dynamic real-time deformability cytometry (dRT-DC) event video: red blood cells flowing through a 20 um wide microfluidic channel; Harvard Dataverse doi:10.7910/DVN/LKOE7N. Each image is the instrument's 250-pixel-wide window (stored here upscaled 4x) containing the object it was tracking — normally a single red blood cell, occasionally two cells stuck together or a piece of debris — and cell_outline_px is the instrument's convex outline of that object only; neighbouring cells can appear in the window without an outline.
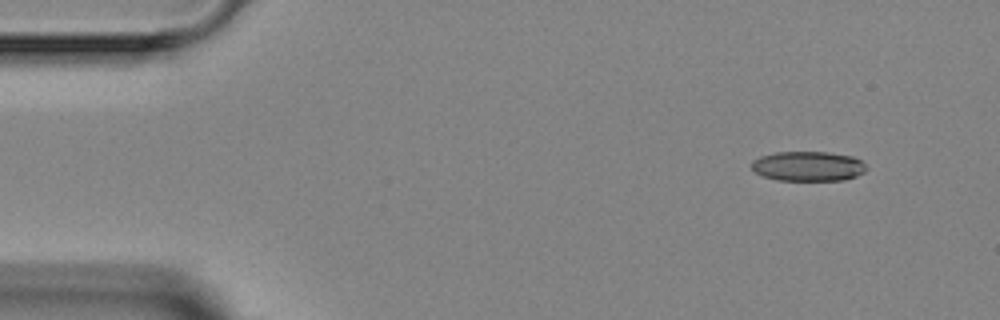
{"species": "Egyptian fruit bat (a non-hibernating species)", "species_latin": "Rousettus aegyptiacus", "temperature_condition": "room temperature", "stored_images_in_passage": 4, "camera_frame_rate_fps": 3000, "um_per_image_px": 0.085, "animal": {"sex": "female"}, "frame": {"image": 1, "passage_image": 1, "time_ms": 0.0, "image_size_px": [1000, 320], "cell_outline_px": [[868, 168], [864, 172], [856, 176], [844, 180], [776, 180], [760, 176], [752, 168], [752, 160], [760, 156], [776, 152], [828, 152], [852, 156], [860, 160]], "centroid_in_image_um": [68.67, 14.13], "position_along_channel_um": 16.3, "area_um2": 20.0}}
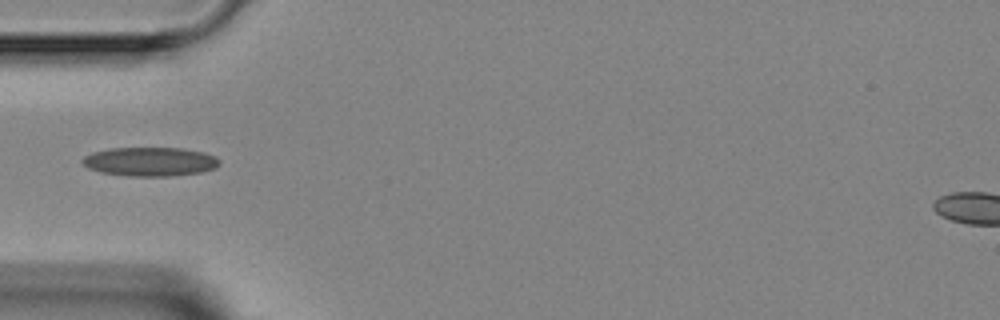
{"frame": {"image": 2, "passage_image": 4, "time_ms": 3.667, "image_size_px": [1000, 320], "cell_outline_px": [[220, 164], [216, 168], [200, 172], [172, 176], [128, 176], [100, 172], [88, 168], [80, 160], [84, 156], [92, 152], [112, 148], [184, 148], [204, 152], [216, 156], [220, 160]], "centroid_in_image_um": [12.77, 13.74], "position_along_channel_um": 72.2, "area_um2": 23.29}}